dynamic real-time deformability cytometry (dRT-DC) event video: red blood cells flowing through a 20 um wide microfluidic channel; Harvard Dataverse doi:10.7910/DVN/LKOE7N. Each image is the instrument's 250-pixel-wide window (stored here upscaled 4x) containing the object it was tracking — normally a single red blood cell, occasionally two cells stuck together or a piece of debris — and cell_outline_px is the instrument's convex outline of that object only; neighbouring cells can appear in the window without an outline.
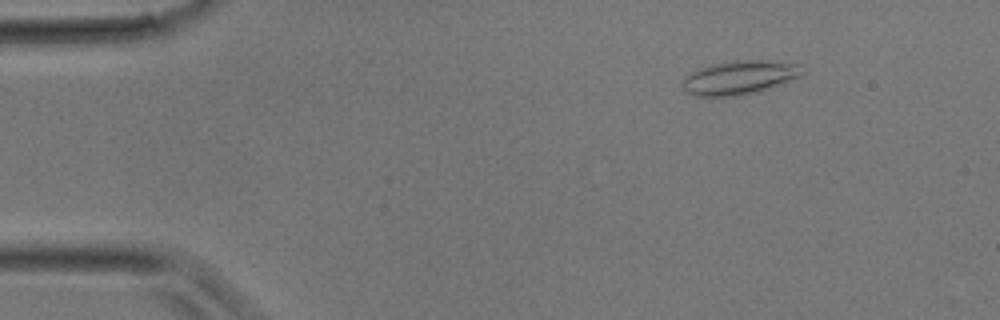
{"species": "common noctule bat (a hibernating species)", "species_latin": "Nyctalus noctula", "temperature_condition": "room temperature", "stored_images_in_passage": 9, "camera_frame_rate_fps": 3000, "um_per_image_px": 0.085, "animal": {"sex": "male", "body_mass_g": 17.9}, "frame": {"image": 1, "passage_image": 5, "time_ms": 1.333, "image_size_px": [1000, 320], "cell_outline_px": [[804, 72], [800, 76], [756, 92], [740, 96], [696, 96], [684, 92], [684, 76], [688, 72], [712, 64], [736, 60], [780, 60], [804, 64]], "centroid_in_image_um": [62.89, 6.56], "position_along_channel_um": 22.1, "area_um2": 23.87}}